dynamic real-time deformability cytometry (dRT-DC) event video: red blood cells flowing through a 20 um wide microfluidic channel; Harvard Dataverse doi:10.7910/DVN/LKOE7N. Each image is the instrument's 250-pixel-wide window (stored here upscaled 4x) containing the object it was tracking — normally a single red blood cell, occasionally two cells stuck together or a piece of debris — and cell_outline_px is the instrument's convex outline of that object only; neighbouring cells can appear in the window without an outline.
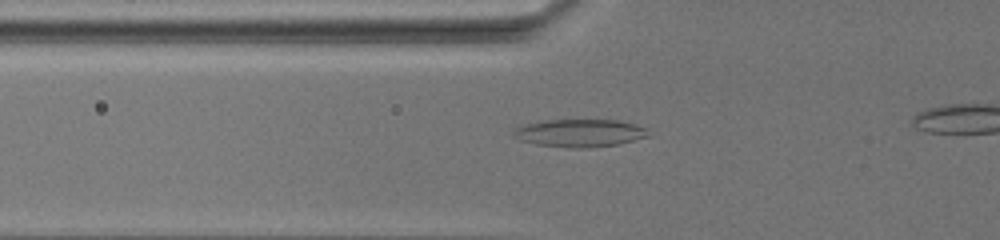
{"species": "common noctule bat (a hibernating species)", "species_latin": "Nyctalus noctula", "temperature_condition": "warm", "stored_images_in_passage": 56, "segment_of_instrument_passage": [1, 2], "camera_frame_rate_fps": 3000, "um_per_image_px": 0.085, "animal": {"sex": "female", "body_mass_g": 19.5, "forearm_length_mm": 54.1}, "frame": {"image": 1, "passage_image": 19, "time_ms": 7.0, "image_size_px": [1000, 240], "cell_outline_px": [[652, 136], [616, 144], [580, 148], [572, 148], [536, 144], [520, 140], [512, 136], [512, 132], [516, 128], [524, 124], [540, 120], [620, 120], [644, 128]], "centroid_in_image_um": [49.23, 11.3], "position_along_channel_um": 76.6, "area_um2": 21.68}}
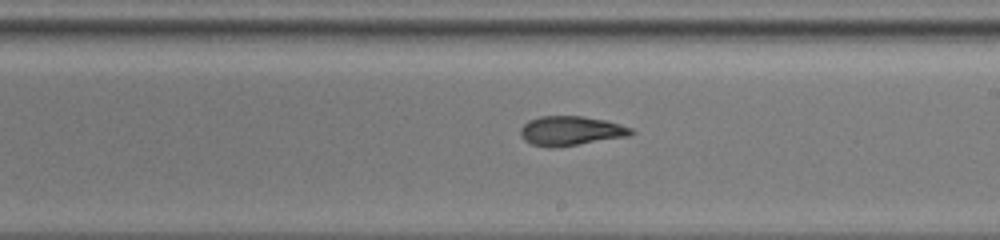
{"frame": {"image": 2, "passage_image": 35, "time_ms": 12.667, "image_size_px": [1000, 240], "cell_outline_px": [[636, 132], [628, 136], [552, 148], [548, 148], [532, 144], [524, 140], [520, 136], [520, 128], [528, 120], [540, 116], [580, 116], [604, 120], [620, 124], [632, 128]], "centroid_in_image_um": [48.48, 11.12], "position_along_channel_um": 240.5, "area_um2": 18.9}}
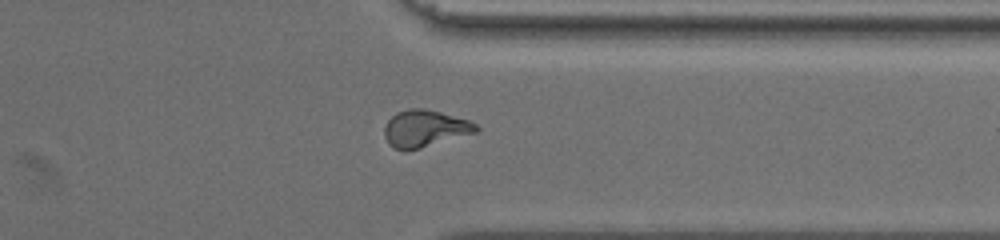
{"frame": {"image": 3, "passage_image": 49, "time_ms": 17.333, "image_size_px": [1000, 240], "cell_outline_px": [[480, 128], [476, 132], [420, 148], [404, 152], [388, 144], [384, 136], [384, 128], [388, 120], [396, 112], [408, 108], [424, 108], [440, 112], [468, 120], [476, 124]], "centroid_in_image_um": [36.07, 10.92], "position_along_channel_um": 375.3, "area_um2": 19.71}}